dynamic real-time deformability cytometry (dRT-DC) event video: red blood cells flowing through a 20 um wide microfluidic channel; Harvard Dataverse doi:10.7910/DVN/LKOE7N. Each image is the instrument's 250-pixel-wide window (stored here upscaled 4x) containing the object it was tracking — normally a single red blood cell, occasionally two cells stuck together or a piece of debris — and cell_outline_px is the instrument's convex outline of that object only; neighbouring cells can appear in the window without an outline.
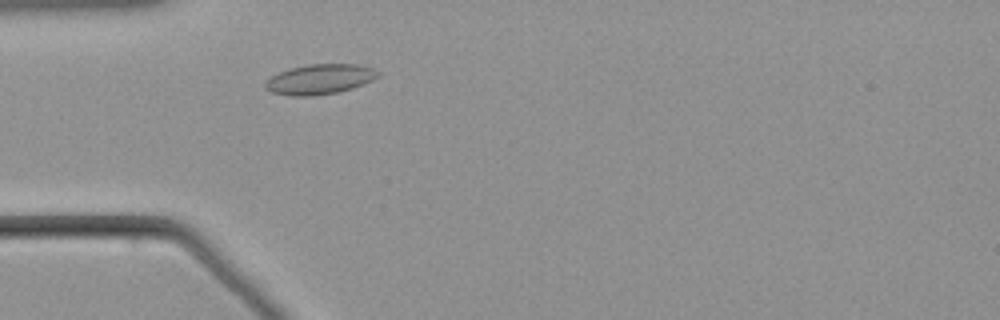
{"species": "common noctule bat (a hibernating species)", "species_latin": "Nyctalus noctula", "temperature_condition": "warm", "stored_images_in_passage": 46, "camera_frame_rate_fps": 3000, "um_per_image_px": 0.085, "animal": {"sex": "male", "body_mass_g": 21.5, "forearm_length_mm": 52.0}, "frame": {"image": 1, "passage_image": 7, "time_ms": 2.0, "image_size_px": [1000, 320], "cell_outline_px": [[380, 76], [372, 80], [352, 88], [336, 92], [312, 96], [292, 96], [272, 92], [264, 88], [264, 80], [288, 68], [308, 64], [356, 64], [372, 68], [380, 72]], "centroid_in_image_um": [27.15, 6.73], "position_along_channel_um": 57.9, "area_um2": 19.77}}
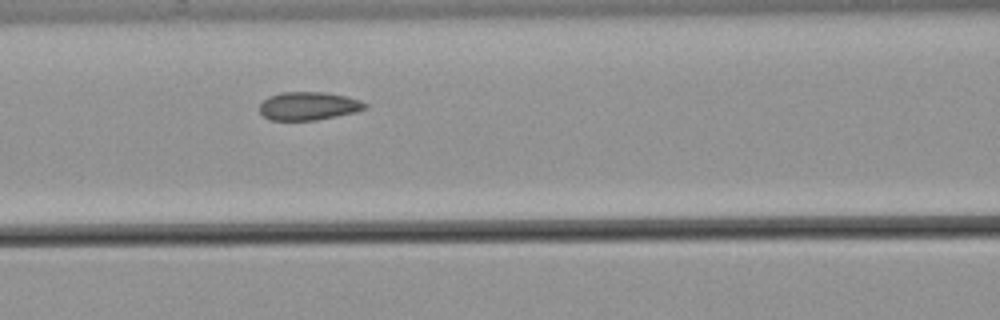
{"frame": {"image": 2, "passage_image": 14, "time_ms": 4.333, "image_size_px": [1000, 320], "cell_outline_px": [[368, 108], [356, 112], [316, 120], [268, 120], [260, 112], [260, 104], [268, 96], [284, 92], [324, 92], [344, 96], [360, 100], [368, 104]], "centroid_in_image_um": [26.23, 9.01], "position_along_channel_um": 140.4, "area_um2": 17.34}}
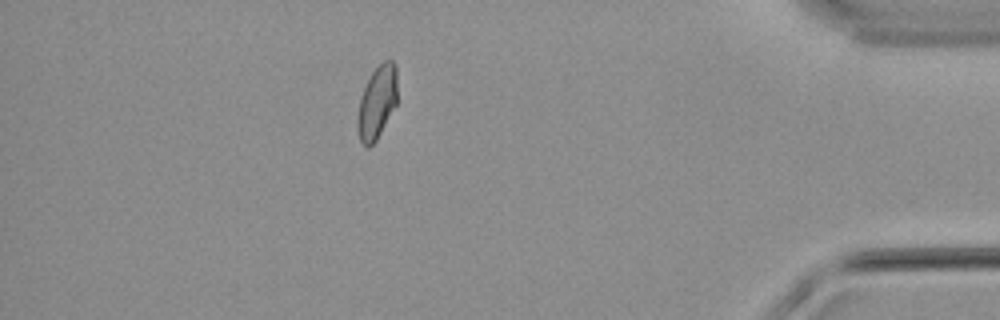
{"frame": {"image": 3, "passage_image": 39, "time_ms": 12.667, "image_size_px": [1000, 320], "cell_outline_px": [[396, 104], [376, 140], [368, 148], [364, 148], [360, 140], [356, 128], [356, 120], [360, 96], [372, 72], [384, 60], [392, 60], [396, 64]], "centroid_in_image_um": [32.01, 8.72], "position_along_channel_um": 403.2, "area_um2": 16.88}}